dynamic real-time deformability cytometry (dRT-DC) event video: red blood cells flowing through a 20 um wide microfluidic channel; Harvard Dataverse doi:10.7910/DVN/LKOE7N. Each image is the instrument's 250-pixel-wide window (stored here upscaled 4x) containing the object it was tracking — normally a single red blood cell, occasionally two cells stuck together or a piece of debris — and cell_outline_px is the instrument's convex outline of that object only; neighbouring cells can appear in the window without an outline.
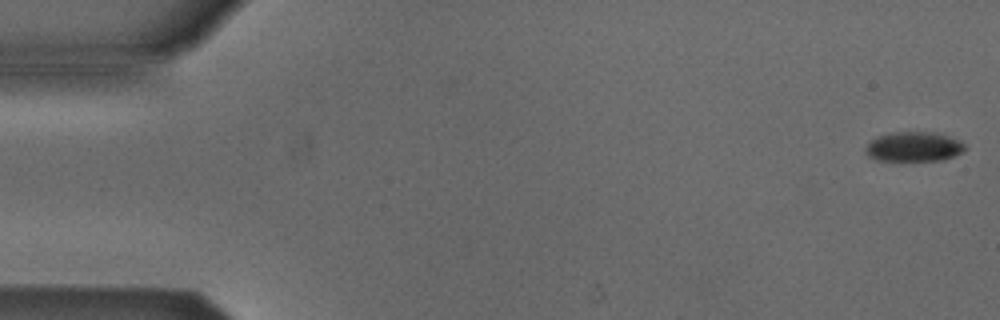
{"species": "Egyptian fruit bat (a non-hibernating species)", "species_latin": "Rousettus aegyptiacus", "temperature_condition": "cold", "stored_images_in_passage": 4, "camera_frame_rate_fps": 3000, "um_per_image_px": 0.085, "animal": {"sex": "male"}, "frame": {"image": 1, "passage_image": 1, "time_ms": 0.0, "image_size_px": [1000, 320], "cell_outline_px": [[968, 148], [964, 152], [940, 160], [876, 160], [868, 156], [864, 152], [864, 148], [872, 140], [880, 136], [892, 132], [936, 132], [960, 140]], "centroid_in_image_um": [77.69, 12.46], "position_along_channel_um": 7.3, "area_um2": 17.17}}
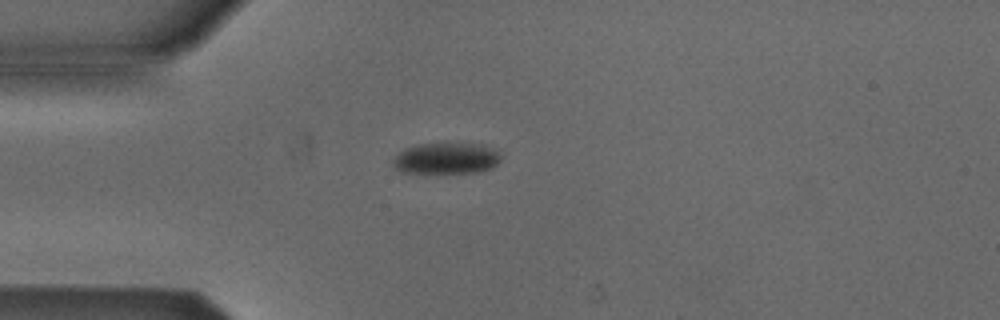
{"frame": {"image": 2, "passage_image": 4, "time_ms": 4.333, "image_size_px": [1000, 320], "cell_outline_px": [[500, 160], [492, 168], [480, 172], [400, 172], [392, 164], [396, 156], [400, 152], [408, 148], [424, 144], [484, 144], [492, 148], [500, 156]], "centroid_in_image_um": [37.97, 13.47], "position_along_channel_um": 47.0, "area_um2": 19.07}}